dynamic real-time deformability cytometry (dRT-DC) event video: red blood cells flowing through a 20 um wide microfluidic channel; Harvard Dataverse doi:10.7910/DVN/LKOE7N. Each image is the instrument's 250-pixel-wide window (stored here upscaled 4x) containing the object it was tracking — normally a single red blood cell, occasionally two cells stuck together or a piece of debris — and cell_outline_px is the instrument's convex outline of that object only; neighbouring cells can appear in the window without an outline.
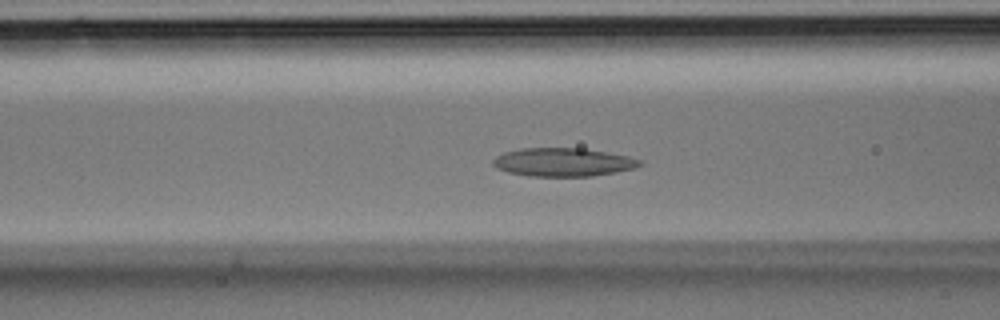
{"species": "Egyptian fruit bat (a non-hibernating species)", "species_latin": "Rousettus aegyptiacus", "temperature_condition": "room temperature", "stored_images_in_passage": 35, "segment_of_instrument_passage": [1, 2], "camera_frame_rate_fps": 3000, "um_per_image_px": 0.085, "animal": {"sex": "male"}, "frame": {"image": 1, "passage_image": 12, "time_ms": 3.667, "image_size_px": [1000, 320], "cell_outline_px": [[644, 164], [636, 168], [616, 172], [592, 176], [528, 176], [508, 172], [496, 168], [492, 164], [492, 160], [496, 156], [504, 152], [520, 148], [584, 148], [628, 156], [640, 160]], "centroid_in_image_um": [47.86, 13.78], "position_along_channel_um": 118.7, "area_um2": 24.45}}
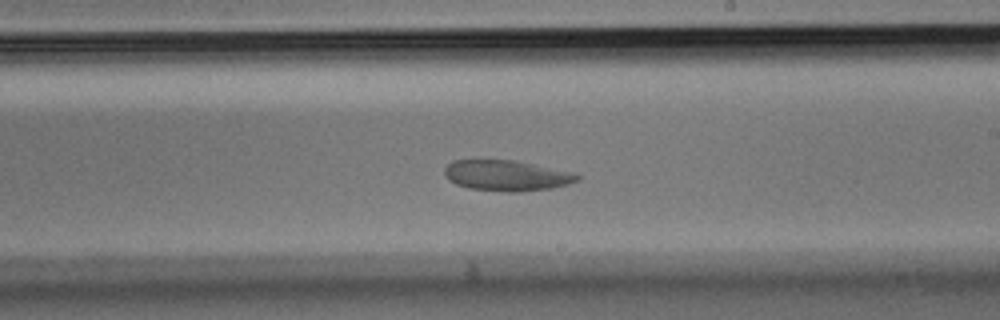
{"frame": {"image": 2, "passage_image": 19, "time_ms": 6.0, "image_size_px": [1000, 320], "cell_outline_px": [[580, 180], [568, 184], [552, 188], [520, 192], [508, 192], [468, 188], [456, 184], [448, 180], [444, 176], [444, 168], [452, 160], [512, 160], [572, 172], [580, 176]], "centroid_in_image_um": [43.03, 14.93], "position_along_channel_um": 246.0, "area_um2": 23.7}}
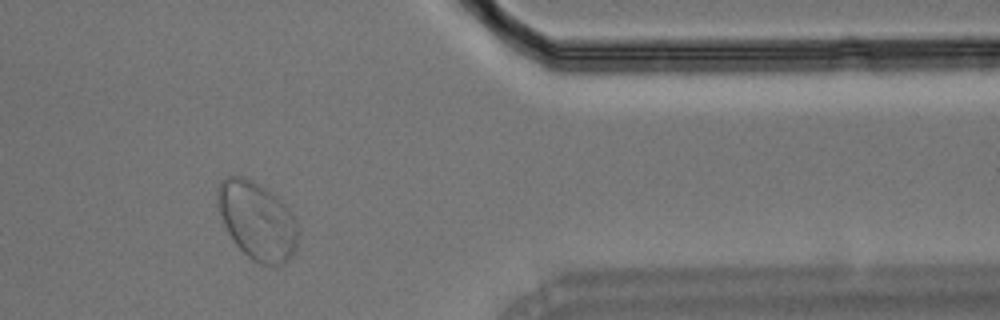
{"frame": {"image": 3, "passage_image": 28, "time_ms": 9.0, "image_size_px": [1000, 320], "cell_outline_px": [[296, 244], [292, 252], [284, 264], [260, 264], [252, 260], [236, 244], [228, 232], [224, 224], [216, 200], [216, 192], [224, 176], [244, 176], [260, 184], [276, 196], [288, 208], [296, 224]], "centroid_in_image_um": [21.81, 18.72], "position_along_channel_um": 389.6, "area_um2": 35.89}}